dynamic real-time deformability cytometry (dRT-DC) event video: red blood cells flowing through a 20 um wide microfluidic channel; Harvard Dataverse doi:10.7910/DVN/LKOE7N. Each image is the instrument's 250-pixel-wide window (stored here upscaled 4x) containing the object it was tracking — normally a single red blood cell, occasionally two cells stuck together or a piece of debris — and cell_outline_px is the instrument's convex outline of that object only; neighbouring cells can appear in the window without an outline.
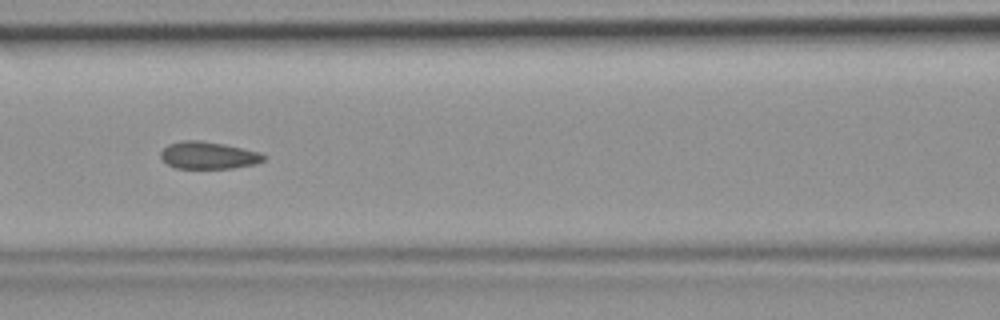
{"species": "common noctule bat (a hibernating species)", "species_latin": "Nyctalus noctula", "temperature_condition": "room temperature", "stored_images_in_passage": 6, "camera_frame_rate_fps": 3000, "um_per_image_px": 0.085, "animal": {"sex": "female", "body_mass_g": 19.9}, "frame": {"image": 1, "passage_image": 5, "time_ms": 1.333, "image_size_px": [1000, 320], "cell_outline_px": [[268, 156], [264, 160], [256, 164], [232, 168], [176, 168], [168, 164], [160, 156], [160, 152], [168, 144], [184, 140], [200, 140], [224, 144], [256, 152]], "centroid_in_image_um": [17.7, 13.2], "position_along_channel_um": 148.9, "area_um2": 16.18}}